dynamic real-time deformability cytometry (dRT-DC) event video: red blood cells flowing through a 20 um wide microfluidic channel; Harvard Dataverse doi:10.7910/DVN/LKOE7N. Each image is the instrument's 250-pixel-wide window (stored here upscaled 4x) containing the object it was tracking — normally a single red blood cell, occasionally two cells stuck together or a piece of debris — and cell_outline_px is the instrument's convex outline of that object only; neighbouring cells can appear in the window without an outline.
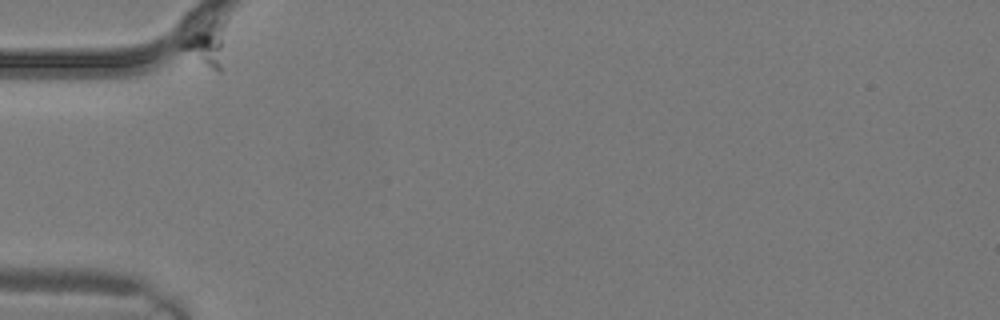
{"species": "common noctule bat (a hibernating species)", "species_latin": "Nyctalus noctula", "temperature_condition": "warm", "stored_images_in_passage": 3, "camera_frame_rate_fps": 3000, "um_per_image_px": 0.085, "animal": {"sex": "male", "body_mass_g": 19.2, "forearm_length_mm": 51.8}, "frame": {"image": 1, "passage_image": 1, "time_ms": 0.0, "image_size_px": [1000, 320], "cell_outline_px": [[224, 72], [216, 72], [180, 48], [180, 44], [184, 40], [212, 20], [224, 20]], "centroid_in_image_um": [17.66, 3.85], "position_along_channel_um": 67.3, "area_um2": 10.75}}